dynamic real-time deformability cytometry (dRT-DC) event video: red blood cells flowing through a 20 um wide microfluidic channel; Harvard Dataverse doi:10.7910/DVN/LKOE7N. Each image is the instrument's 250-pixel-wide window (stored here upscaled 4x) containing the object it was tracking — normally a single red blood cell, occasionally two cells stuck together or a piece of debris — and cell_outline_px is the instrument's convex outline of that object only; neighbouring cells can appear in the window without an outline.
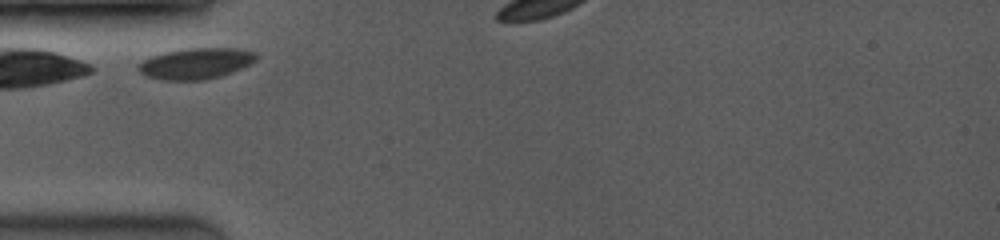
{"species": "common noctule bat (a hibernating species)", "species_latin": "Nyctalus noctula", "temperature_condition": "room temperature", "stored_images_in_passage": 7, "camera_frame_rate_fps": 3500, "um_per_image_px": 0.085, "animal": {"sex": "female", "body_mass_g": 19.0, "forearm_length_mm": 53.3}, "frame": {"image": 1, "passage_image": 1, "time_ms": 0.0, "image_size_px": [1000, 240], "cell_outline_px": [[256, 60], [232, 72], [220, 76], [204, 80], [164, 80], [148, 76], [140, 72], [136, 68], [144, 60], [152, 56], [164, 52], [188, 48], [236, 48], [256, 52]], "centroid_in_image_um": [16.65, 5.39], "position_along_channel_um": 68.4, "area_um2": 21.04}}